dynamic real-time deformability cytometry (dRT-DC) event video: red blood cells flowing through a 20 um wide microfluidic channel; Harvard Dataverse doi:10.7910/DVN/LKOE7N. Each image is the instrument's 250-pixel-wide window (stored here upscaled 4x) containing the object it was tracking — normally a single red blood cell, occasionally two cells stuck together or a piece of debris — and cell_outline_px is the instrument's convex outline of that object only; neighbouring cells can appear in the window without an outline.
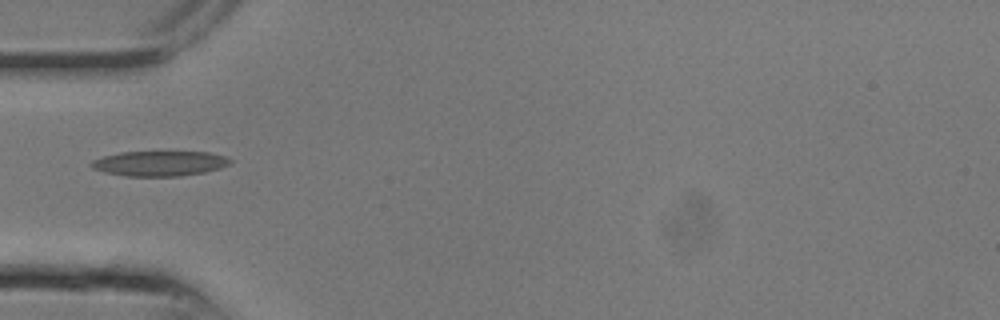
{"species": "common noctule bat (a hibernating species)", "species_latin": "Nyctalus noctula", "temperature_condition": "room temperature", "stored_images_in_passage": 2, "camera_frame_rate_fps": 3000, "um_per_image_px": 0.085, "animal": {"sex": "male", "body_mass_g": 13.3}, "frame": {"image": 1, "passage_image": 1, "time_ms": 0.0, "image_size_px": [1000, 320], "cell_outline_px": [[232, 164], [220, 168], [204, 172], [180, 176], [128, 176], [104, 172], [92, 168], [88, 164], [92, 160], [104, 156], [120, 152], [208, 152], [224, 156], [232, 160]], "centroid_in_image_um": [13.56, 13.89], "position_along_channel_um": 71.4, "area_um2": 20.29}}